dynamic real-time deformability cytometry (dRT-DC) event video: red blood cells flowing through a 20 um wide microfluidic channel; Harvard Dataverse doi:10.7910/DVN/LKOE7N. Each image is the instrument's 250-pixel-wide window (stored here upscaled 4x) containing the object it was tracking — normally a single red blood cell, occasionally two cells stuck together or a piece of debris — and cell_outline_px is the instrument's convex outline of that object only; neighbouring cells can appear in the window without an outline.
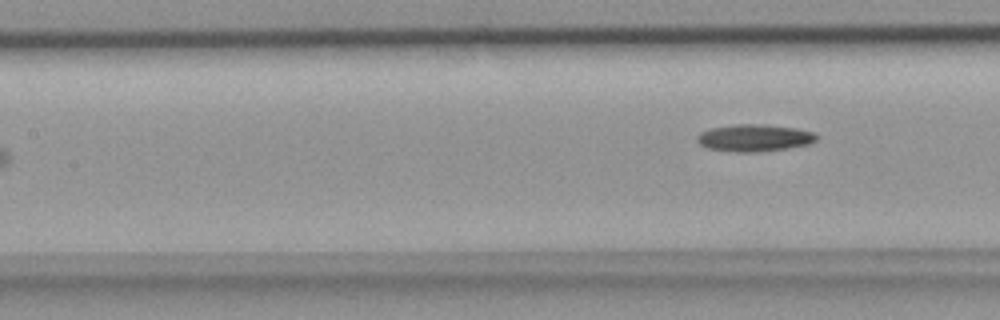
{"species": "common noctule bat (a hibernating species)", "species_latin": "Nyctalus noctula", "temperature_condition": "room temperature", "stored_images_in_passage": 7, "camera_frame_rate_fps": 3000, "um_per_image_px": 0.085, "animal": {"sex": "female", "body_mass_g": 18.4}, "frame": {"image": 1, "passage_image": 7, "time_ms": 2.0, "image_size_px": [1000, 320], "cell_outline_px": [[820, 136], [816, 140], [808, 144], [788, 148], [752, 152], [736, 152], [708, 148], [700, 144], [696, 140], [696, 136], [700, 132], [712, 128], [736, 124], [764, 124], [796, 128], [816, 132]], "centroid_in_image_um": [64.15, 11.71], "position_along_channel_um": 143.3, "area_um2": 18.9}}